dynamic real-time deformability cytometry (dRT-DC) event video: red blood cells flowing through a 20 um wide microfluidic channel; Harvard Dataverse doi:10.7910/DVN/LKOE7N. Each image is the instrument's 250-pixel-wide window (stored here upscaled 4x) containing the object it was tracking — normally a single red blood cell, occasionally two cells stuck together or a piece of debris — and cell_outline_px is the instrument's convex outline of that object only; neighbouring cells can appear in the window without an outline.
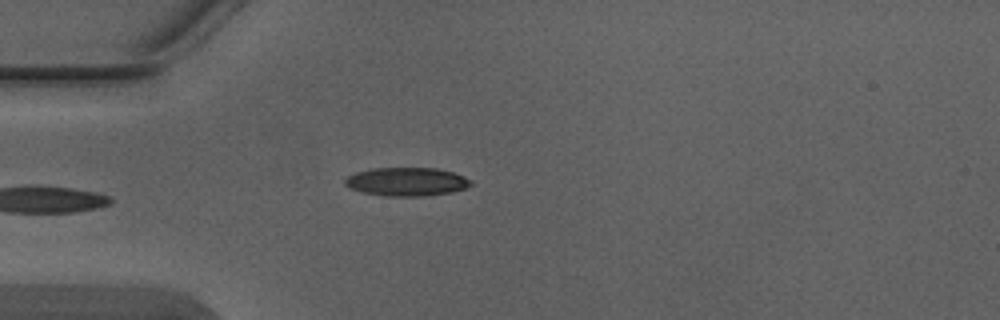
{"species": "Egyptian fruit bat (a non-hibernating species)", "species_latin": "Rousettus aegyptiacus", "temperature_condition": "warm", "stored_images_in_passage": 4, "camera_frame_rate_fps": 3000, "um_per_image_px": 0.085, "animal": {"sex": "male"}, "frame": {"image": 1, "passage_image": 4, "time_ms": 1.0, "image_size_px": [1000, 320], "cell_outline_px": [[472, 184], [464, 188], [452, 192], [424, 196], [384, 196], [364, 192], [352, 188], [344, 184], [344, 180], [348, 176], [356, 172], [372, 168], [436, 168], [452, 172], [464, 176], [472, 180]], "centroid_in_image_um": [34.58, 15.44], "position_along_channel_um": 50.4, "area_um2": 20.81}}